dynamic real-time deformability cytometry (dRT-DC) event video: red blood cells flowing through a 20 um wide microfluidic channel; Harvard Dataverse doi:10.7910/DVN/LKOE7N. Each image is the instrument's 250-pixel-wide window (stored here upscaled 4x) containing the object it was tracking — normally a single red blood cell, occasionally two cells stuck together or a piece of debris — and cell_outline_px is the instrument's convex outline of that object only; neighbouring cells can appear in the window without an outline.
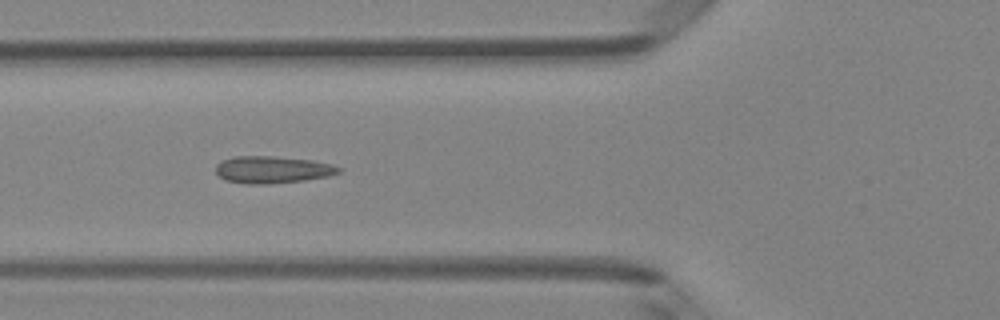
{"species": "Egyptian fruit bat (a non-hibernating species)", "species_latin": "Rousettus aegyptiacus", "temperature_condition": "room temperature", "stored_images_in_passage": 8, "camera_frame_rate_fps": 3000, "um_per_image_px": 0.085, "animal": {"sex": "female"}, "frame": {"image": 1, "passage_image": 6, "time_ms": 5.667, "image_size_px": [1000, 320], "cell_outline_px": [[340, 172], [328, 176], [304, 180], [268, 184], [248, 184], [224, 180], [216, 172], [216, 164], [220, 160], [232, 156], [272, 156], [312, 160], [332, 164], [340, 168]], "centroid_in_image_um": [23.11, 14.41], "position_along_channel_um": 102.7, "area_um2": 19.48}}
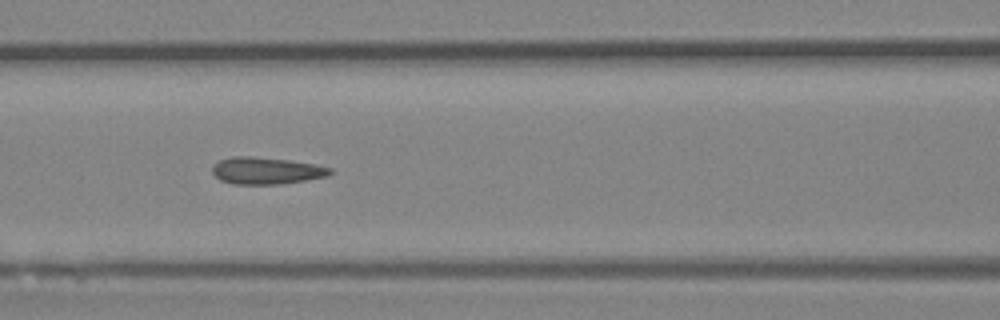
{"frame": {"image": 2, "passage_image": 7, "time_ms": 6.667, "image_size_px": [1000, 320], "cell_outline_px": [[336, 172], [328, 176], [280, 184], [232, 184], [220, 180], [212, 172], [212, 164], [220, 160], [232, 156], [248, 156], [288, 160], [316, 164], [332, 168]], "centroid_in_image_um": [22.65, 14.51], "position_along_channel_um": 144.0, "area_um2": 18.61}}
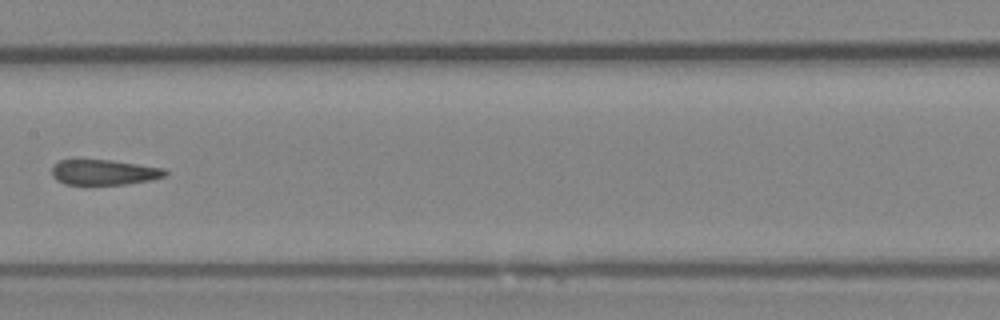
{"frame": {"image": 3, "passage_image": 8, "time_ms": 8.0, "image_size_px": [1000, 320], "cell_outline_px": [[168, 172], [164, 176], [152, 180], [128, 184], [64, 184], [56, 180], [52, 176], [52, 164], [60, 160], [112, 160], [164, 168]], "centroid_in_image_um": [8.83, 14.64], "position_along_channel_um": 198.6, "area_um2": 16.76}}